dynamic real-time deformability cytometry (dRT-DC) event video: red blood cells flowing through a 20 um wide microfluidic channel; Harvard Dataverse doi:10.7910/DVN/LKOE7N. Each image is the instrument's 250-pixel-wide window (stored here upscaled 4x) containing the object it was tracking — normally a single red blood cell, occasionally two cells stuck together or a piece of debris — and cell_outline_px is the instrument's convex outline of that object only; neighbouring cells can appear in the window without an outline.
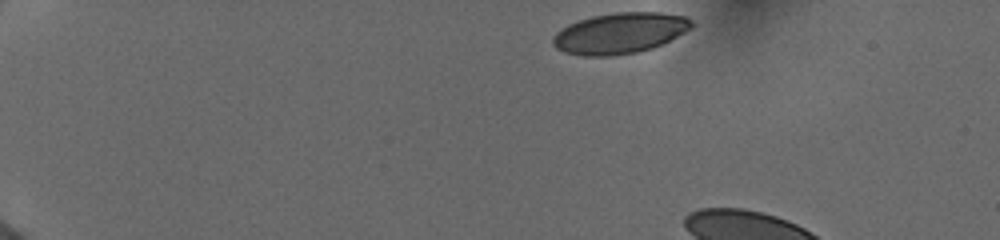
{"species": "human", "species_latin": "Homo sapiens", "temperature_condition": "cold", "stored_images_in_passage": 4, "camera_frame_rate_fps": 3000, "um_per_image_px": 0.085, "donor": {"sex": "female"}, "frame": {"image": 1, "passage_image": 1, "time_ms": 0.0, "image_size_px": [1000, 240], "cell_outline_px": [[692, 28], [652, 48], [636, 52], [612, 56], [584, 56], [564, 52], [556, 48], [552, 44], [552, 40], [556, 32], [568, 24], [592, 16], [616, 12], [660, 12], [684, 16], [692, 20]], "centroid_in_image_um": [52.65, 2.81], "position_along_channel_um": 32.3, "area_um2": 32.83}}